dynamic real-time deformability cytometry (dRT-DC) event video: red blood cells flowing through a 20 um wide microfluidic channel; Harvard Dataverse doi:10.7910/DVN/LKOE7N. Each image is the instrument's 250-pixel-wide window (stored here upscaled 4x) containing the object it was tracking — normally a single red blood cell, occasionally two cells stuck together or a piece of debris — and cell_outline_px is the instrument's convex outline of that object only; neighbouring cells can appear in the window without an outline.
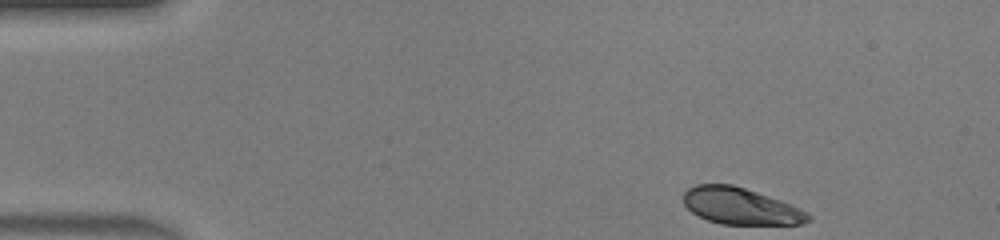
{"species": "human", "species_latin": "Homo sapiens", "temperature_condition": "warm", "stored_images_in_passage": 41, "camera_frame_rate_fps": 3000, "um_per_image_px": 0.085, "donor": {"sex": "male"}, "frame": {"image": 1, "passage_image": 1, "time_ms": 0.0, "image_size_px": [1000, 240], "cell_outline_px": [[812, 220], [800, 224], [720, 224], [708, 220], [692, 212], [684, 204], [684, 192], [688, 188], [696, 184], [732, 184], [792, 204], [808, 212], [812, 216]], "centroid_in_image_um": [62.98, 17.52], "position_along_channel_um": 22.0, "area_um2": 26.53}}
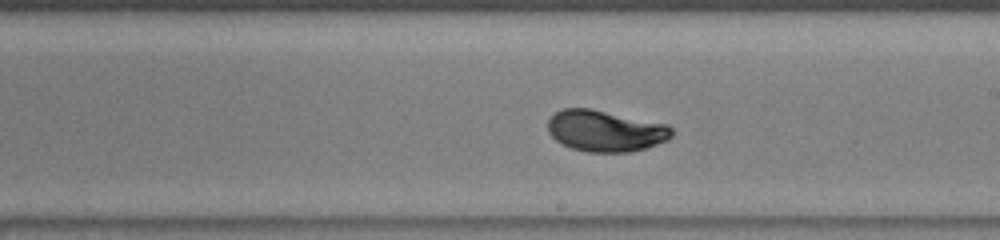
{"frame": {"image": 2, "passage_image": 22, "time_ms": 7.0, "image_size_px": [1000, 240], "cell_outline_px": [[672, 136], [668, 140], [648, 148], [632, 152], [588, 152], [572, 148], [556, 140], [548, 132], [548, 120], [556, 112], [564, 108], [592, 108], [668, 124], [672, 128]], "centroid_in_image_um": [51.49, 11.12], "position_along_channel_um": 237.5, "area_um2": 30.06}}
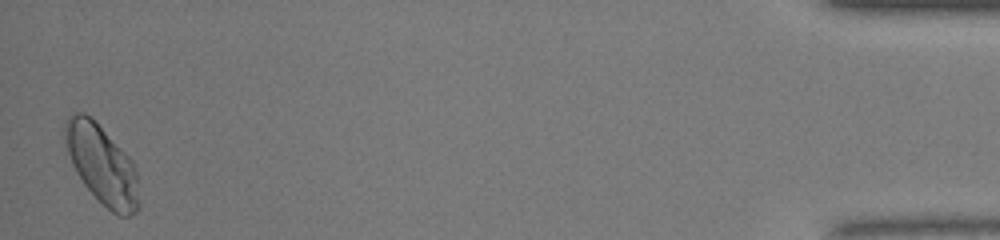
{"frame": {"image": 3, "passage_image": 41, "time_ms": 13.333, "image_size_px": [1000, 240], "cell_outline_px": [[140, 208], [136, 212], [128, 216], [120, 216], [112, 212], [84, 184], [76, 172], [72, 164], [68, 152], [64, 132], [64, 124], [68, 116], [72, 112], [84, 112], [92, 116], [132, 160], [136, 168], [140, 204]], "centroid_in_image_um": [8.68, 13.96], "position_along_channel_um": 426.5, "area_um2": 34.1}, "authors_computed_cell_mechanics": {"area_um2": 29.5936, "velocity_mm_per_s": 4.4105, "shape_relaxation_time_tau1_ms": 2.6315, "shape_relaxation_time_tau2_ms": null, "deformation_change_tau1": 0.1481, "deformation_change_tau2": null}}